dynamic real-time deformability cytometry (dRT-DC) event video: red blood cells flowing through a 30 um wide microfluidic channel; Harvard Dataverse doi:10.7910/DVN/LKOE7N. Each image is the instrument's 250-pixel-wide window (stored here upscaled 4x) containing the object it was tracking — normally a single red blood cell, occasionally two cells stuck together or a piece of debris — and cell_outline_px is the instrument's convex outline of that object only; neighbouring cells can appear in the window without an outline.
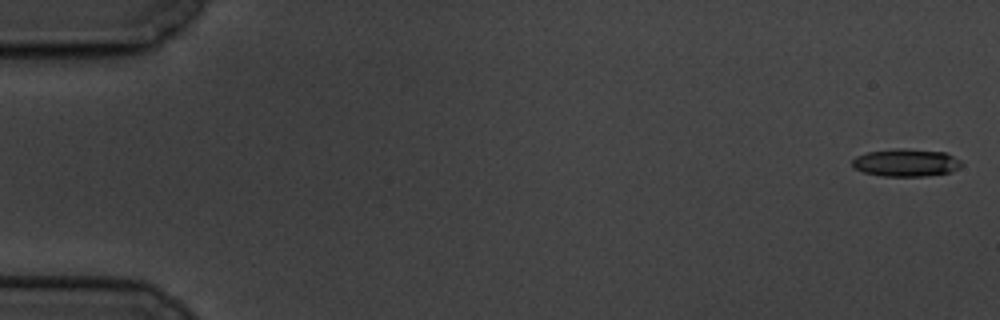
{"species": "common noctule bat (a hibernating species)", "species_latin": "Nyctalus noctula", "temperature_condition": "cold", "stored_images_in_passage": 5, "camera_frame_rate_fps": 3000, "um_per_image_px": 0.085, "animal": {"sex": "male", "body_mass_g": 19.5, "forearm_length_mm": 54.6}, "frame": {"image": 1, "passage_image": 1, "time_ms": 0.0, "image_size_px": [1000, 320], "cell_outline_px": [[960, 168], [948, 172], [924, 176], [880, 176], [864, 172], [852, 168], [852, 160], [856, 156], [868, 152], [896, 148], [908, 148], [944, 152], [960, 160]], "centroid_in_image_um": [76.96, 13.82], "position_along_channel_um": 8.0, "area_um2": 17.57}}
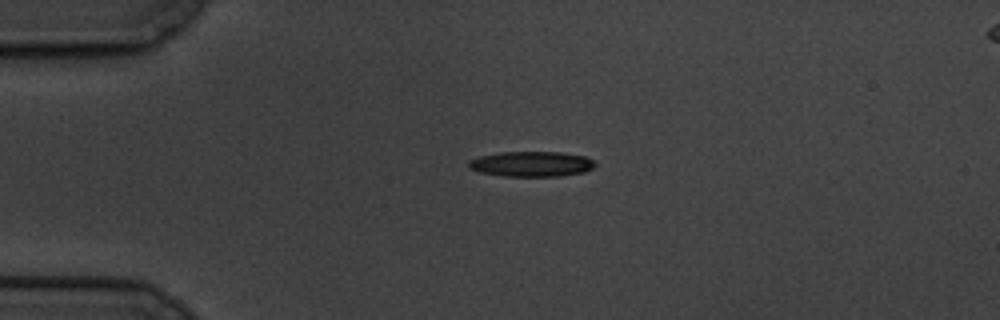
{"frame": {"image": 2, "passage_image": 4, "time_ms": 4.333, "image_size_px": [1000, 320], "cell_outline_px": [[596, 164], [592, 168], [584, 172], [560, 176], [504, 176], [480, 172], [468, 168], [468, 160], [480, 156], [500, 152], [560, 152], [584, 156], [592, 160]], "centroid_in_image_um": [45.15, 13.94], "position_along_channel_um": 39.9, "area_um2": 18.55}}